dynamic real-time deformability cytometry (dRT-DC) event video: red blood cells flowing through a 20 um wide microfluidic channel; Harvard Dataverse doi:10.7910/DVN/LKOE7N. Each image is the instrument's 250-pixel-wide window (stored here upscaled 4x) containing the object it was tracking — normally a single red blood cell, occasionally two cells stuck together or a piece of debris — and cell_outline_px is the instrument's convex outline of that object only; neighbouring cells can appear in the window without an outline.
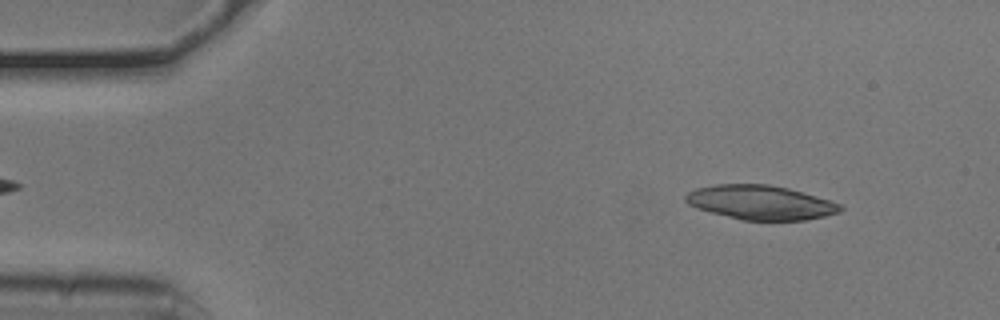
{"species": "common noctule bat (a hibernating species)", "species_latin": "Nyctalus noctula", "temperature_condition": "cold", "stored_images_in_passage": 8, "camera_frame_rate_fps": 3000, "um_per_image_px": 0.085, "animal": {"sex": "male", "body_mass_g": 20.5, "forearm_length_mm": 52.5}, "frame": {"image": 1, "passage_image": 4, "time_ms": 1.0, "image_size_px": [1000, 320], "cell_outline_px": [[844, 208], [840, 212], [808, 220], [740, 220], [696, 208], [688, 204], [684, 200], [684, 196], [688, 192], [696, 188], [716, 184], [768, 184], [788, 188], [828, 200], [840, 204]], "centroid_in_image_um": [64.61, 17.21], "position_along_channel_um": 20.4, "area_um2": 30.87}}